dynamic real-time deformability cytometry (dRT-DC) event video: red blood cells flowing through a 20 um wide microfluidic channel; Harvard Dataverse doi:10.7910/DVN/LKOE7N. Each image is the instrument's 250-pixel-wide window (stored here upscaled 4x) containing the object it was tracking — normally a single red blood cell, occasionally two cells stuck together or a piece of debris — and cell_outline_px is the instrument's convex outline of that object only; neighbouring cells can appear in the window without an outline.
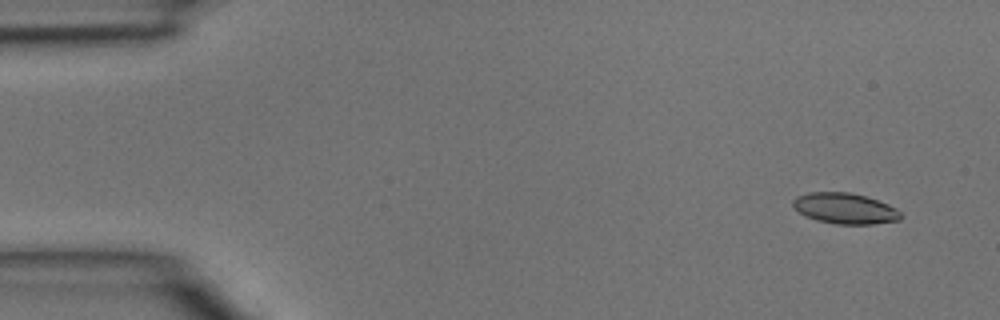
{"species": "common noctule bat (a hibernating species)", "species_latin": "Nyctalus noctula", "temperature_condition": "room temperature", "stored_images_in_passage": 3, "camera_frame_rate_fps": 3000, "um_per_image_px": 0.085, "animal": {"sex": "male", "body_mass_g": 15.6}, "frame": {"image": 1, "passage_image": 1, "time_ms": 0.0, "image_size_px": [1000, 320], "cell_outline_px": [[904, 216], [900, 220], [872, 224], [836, 224], [816, 220], [804, 216], [792, 204], [792, 200], [796, 196], [808, 192], [848, 192], [864, 196], [888, 204], [896, 208]], "centroid_in_image_um": [71.82, 17.72], "position_along_channel_um": 13.2, "area_um2": 19.36}}
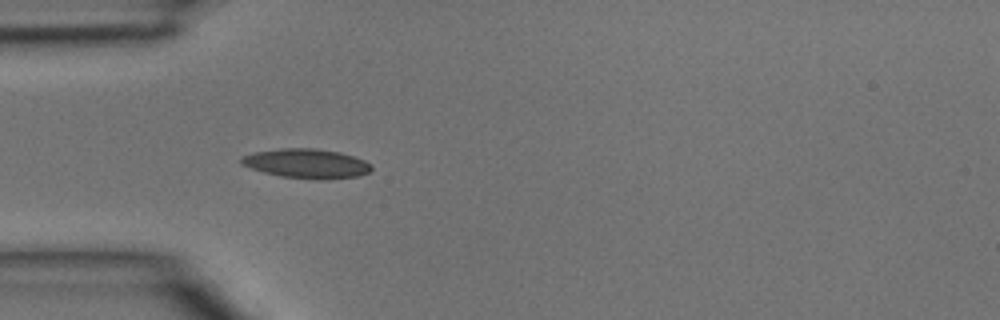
{"frame": {"image": 2, "passage_image": 3, "time_ms": 0.667, "image_size_px": [1000, 320], "cell_outline_px": [[372, 168], [368, 172], [356, 176], [324, 180], [316, 180], [280, 176], [264, 172], [240, 164], [240, 156], [252, 152], [280, 148], [316, 148], [340, 152], [364, 160], [372, 164]], "centroid_in_image_um": [26.03, 13.89], "position_along_channel_um": 59.0, "area_um2": 22.48}}